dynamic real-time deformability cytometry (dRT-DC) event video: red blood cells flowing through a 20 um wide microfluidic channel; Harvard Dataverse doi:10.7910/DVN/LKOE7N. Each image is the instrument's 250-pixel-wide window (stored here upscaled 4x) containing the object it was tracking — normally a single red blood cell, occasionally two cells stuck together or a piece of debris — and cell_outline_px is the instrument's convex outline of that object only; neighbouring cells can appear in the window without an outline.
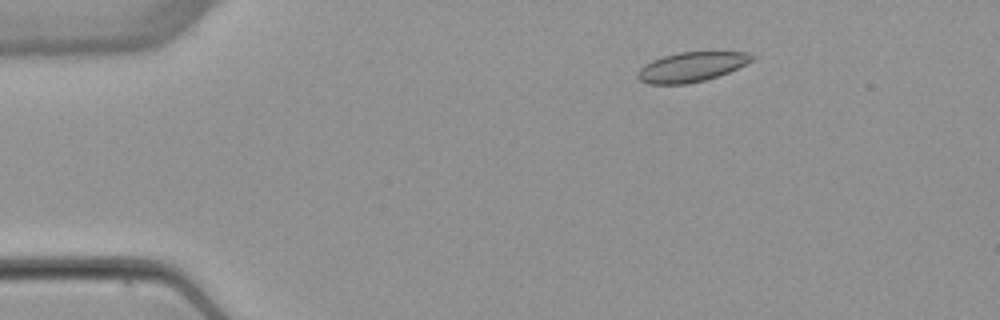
{"species": "common noctule bat (a hibernating species)", "species_latin": "Nyctalus noctula", "temperature_condition": "warm", "stored_images_in_passage": 5, "camera_frame_rate_fps": 3000, "um_per_image_px": 0.085, "animal": {"sex": "female", "body_mass_g": 22.7, "forearm_length_mm": 54.2}, "frame": {"image": 1, "passage_image": 3, "time_ms": 2.333, "image_size_px": [1000, 320], "cell_outline_px": [[756, 56], [752, 60], [728, 72], [704, 80], [688, 84], [648, 84], [640, 80], [636, 76], [640, 68], [644, 64], [652, 60], [664, 56], [680, 52], [748, 52]], "centroid_in_image_um": [58.74, 5.69], "position_along_channel_um": 26.3, "area_um2": 19.54}}